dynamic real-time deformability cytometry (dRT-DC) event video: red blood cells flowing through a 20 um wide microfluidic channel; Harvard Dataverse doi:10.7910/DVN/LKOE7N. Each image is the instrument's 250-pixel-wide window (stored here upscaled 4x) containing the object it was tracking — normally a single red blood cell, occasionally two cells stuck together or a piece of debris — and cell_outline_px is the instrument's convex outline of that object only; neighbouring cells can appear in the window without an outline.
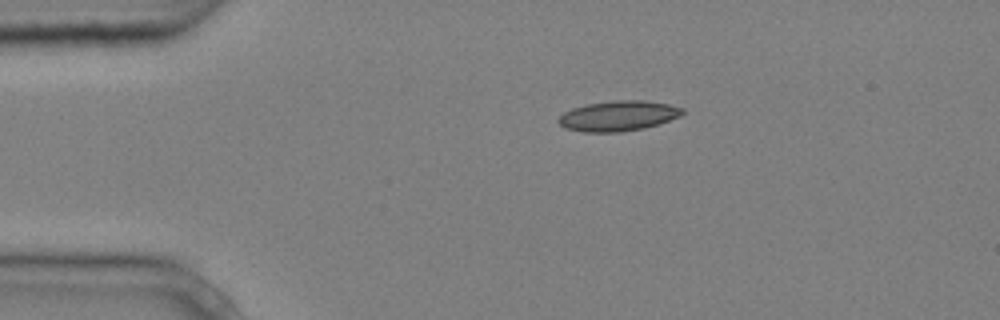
{"species": "common noctule bat (a hibernating species)", "species_latin": "Nyctalus noctula", "temperature_condition": "cold", "stored_images_in_passage": 5, "camera_frame_rate_fps": 3000, "um_per_image_px": 0.085, "animal": {"sex": "male", "body_mass_g": 20.4}, "frame": {"image": 1, "passage_image": 5, "time_ms": 1.333, "image_size_px": [1000, 320], "cell_outline_px": [[684, 112], [680, 116], [644, 128], [620, 132], [580, 132], [564, 128], [556, 120], [564, 112], [572, 108], [588, 104], [612, 100], [644, 100], [668, 104], [684, 108]], "centroid_in_image_um": [52.52, 9.85], "position_along_channel_um": 32.5, "area_um2": 21.85}}